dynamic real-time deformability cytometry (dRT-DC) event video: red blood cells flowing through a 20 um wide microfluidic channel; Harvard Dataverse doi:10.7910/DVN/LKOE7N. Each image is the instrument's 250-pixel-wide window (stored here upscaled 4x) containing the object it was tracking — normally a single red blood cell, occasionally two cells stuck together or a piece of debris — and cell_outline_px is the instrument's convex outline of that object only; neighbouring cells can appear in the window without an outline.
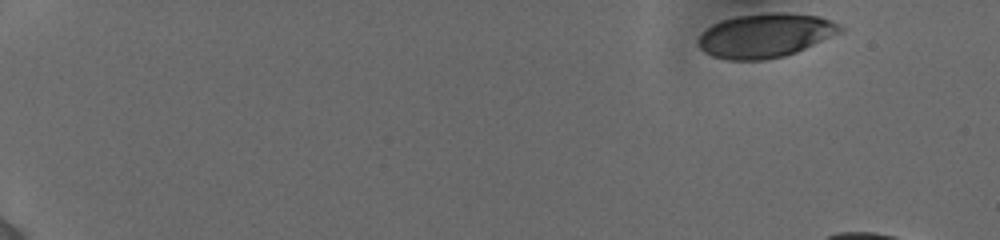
{"species": "human", "species_latin": "Homo sapiens", "temperature_condition": "cold", "stored_images_in_passage": 8, "camera_frame_rate_fps": 3000, "um_per_image_px": 0.085, "donor": {"sex": "female"}, "frame": {"image": 1, "passage_image": 1, "time_ms": 0.0, "image_size_px": [1000, 240], "cell_outline_px": [[844, 28], [840, 32], [796, 52], [784, 56], [764, 60], [728, 60], [712, 56], [704, 52], [696, 44], [696, 40], [712, 24], [720, 20], [736, 16], [768, 12], [788, 12], [820, 16], [832, 20], [840, 24]], "centroid_in_image_um": [65.04, 3.0], "position_along_channel_um": 20.0, "area_um2": 36.65}}